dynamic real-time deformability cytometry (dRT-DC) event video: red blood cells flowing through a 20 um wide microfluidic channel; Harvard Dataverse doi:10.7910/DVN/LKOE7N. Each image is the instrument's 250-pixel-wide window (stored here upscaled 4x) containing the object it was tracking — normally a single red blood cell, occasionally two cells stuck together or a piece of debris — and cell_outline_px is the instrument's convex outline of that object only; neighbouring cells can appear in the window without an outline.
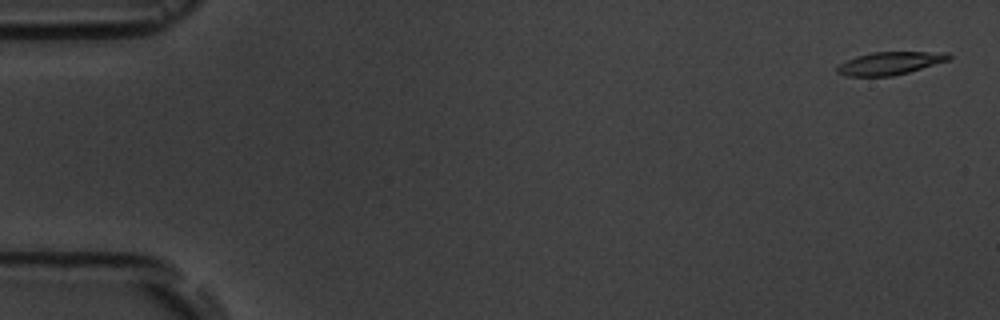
{"species": "common noctule bat (a hibernating species)", "species_latin": "Nyctalus noctula", "temperature_condition": "room temperature", "stored_images_in_passage": 4, "camera_frame_rate_fps": 3000, "um_per_image_px": 0.085, "animal": {"sex": "male", "body_mass_g": 19.5, "forearm_length_mm": 54.6}, "frame": {"image": 1, "passage_image": 1, "time_ms": 0.0, "image_size_px": [1000, 320], "cell_outline_px": [[952, 56], [948, 60], [908, 72], [892, 76], [848, 76], [836, 72], [836, 68], [840, 64], [856, 56], [872, 52], [948, 52]], "centroid_in_image_um": [75.64, 5.37], "position_along_channel_um": 9.4, "area_um2": 14.68}}